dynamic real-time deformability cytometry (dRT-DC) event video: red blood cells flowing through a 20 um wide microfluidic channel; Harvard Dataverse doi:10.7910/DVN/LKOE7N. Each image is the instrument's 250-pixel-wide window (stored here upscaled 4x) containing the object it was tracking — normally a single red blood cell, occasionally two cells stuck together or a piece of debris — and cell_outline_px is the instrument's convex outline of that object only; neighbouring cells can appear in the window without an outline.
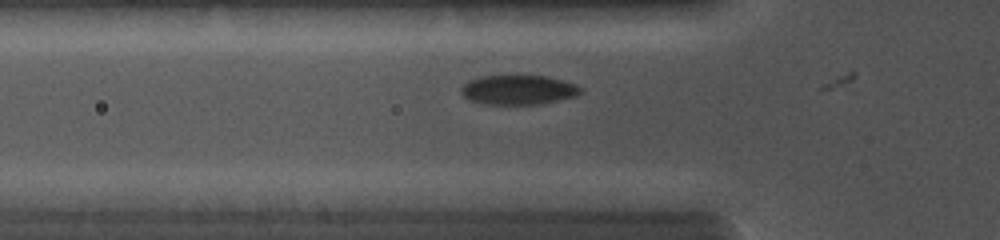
{"species": "common noctule bat (a hibernating species)", "species_latin": "Nyctalus noctula", "temperature_condition": "cold", "stored_images_in_passage": 5, "camera_frame_rate_fps": 5000, "um_per_image_px": 0.085, "animal": {"sex": "female", "body_mass_g": 19.0, "forearm_length_mm": 56.7}, "frame": {"image": 1, "passage_image": 4, "time_ms": 1.8, "image_size_px": [1000, 240], "cell_outline_px": [[584, 88], [580, 92], [572, 96], [540, 104], [488, 104], [468, 100], [460, 92], [460, 88], [464, 84], [480, 76], [544, 76], [560, 80]], "centroid_in_image_um": [43.99, 7.64], "position_along_channel_um": 81.8, "area_um2": 20.06}}